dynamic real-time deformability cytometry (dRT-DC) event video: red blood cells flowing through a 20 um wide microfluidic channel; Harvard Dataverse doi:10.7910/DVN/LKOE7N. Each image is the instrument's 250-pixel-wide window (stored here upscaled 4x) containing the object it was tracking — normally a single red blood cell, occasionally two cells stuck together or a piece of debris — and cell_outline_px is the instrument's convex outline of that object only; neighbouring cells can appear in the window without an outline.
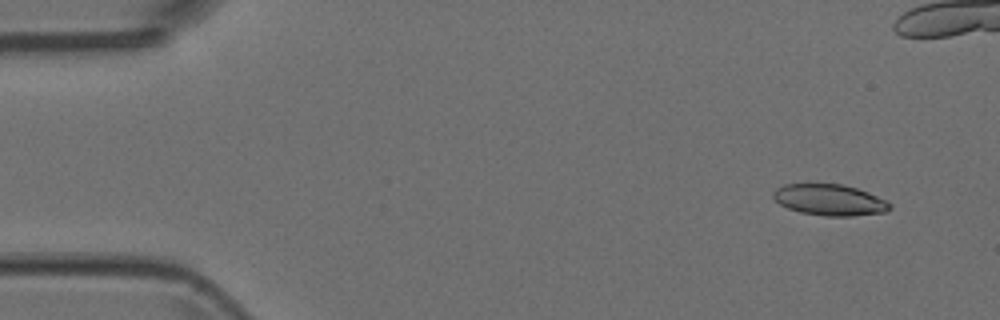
{"species": "Egyptian fruit bat (a non-hibernating species)", "species_latin": "Rousettus aegyptiacus", "temperature_condition": "room temperature", "stored_images_in_passage": 5, "camera_frame_rate_fps": 3000, "um_per_image_px": 0.085, "animal": {"sex": "female"}, "frame": {"image": 1, "passage_image": 1, "time_ms": 0.0, "image_size_px": [1000, 320], "cell_outline_px": [[892, 208], [884, 212], [852, 216], [824, 216], [800, 212], [788, 208], [780, 204], [772, 196], [772, 192], [776, 188], [784, 184], [844, 184], [868, 192], [892, 204]], "centroid_in_image_um": [70.5, 16.99], "position_along_channel_um": 14.5, "area_um2": 21.15}}